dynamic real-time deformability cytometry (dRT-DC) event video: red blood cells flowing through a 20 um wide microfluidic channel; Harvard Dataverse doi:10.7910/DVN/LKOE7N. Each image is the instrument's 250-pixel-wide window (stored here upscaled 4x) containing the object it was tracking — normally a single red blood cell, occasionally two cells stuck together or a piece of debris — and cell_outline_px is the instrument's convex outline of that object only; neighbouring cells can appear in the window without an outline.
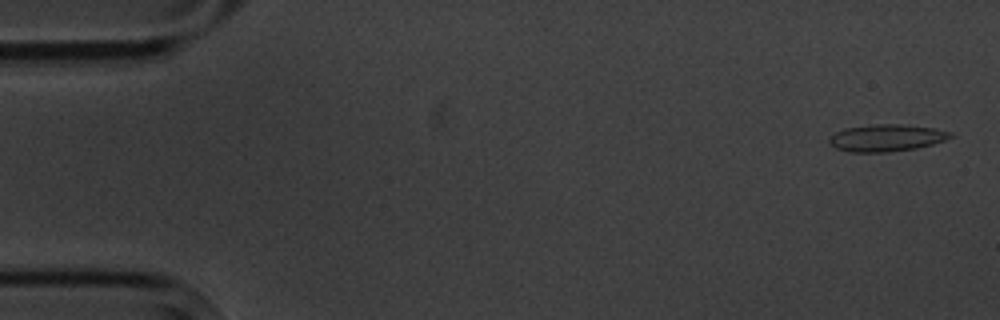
{"species": "common noctule bat (a hibernating species)", "species_latin": "Nyctalus noctula", "temperature_condition": "cold", "stored_images_in_passage": 6, "camera_frame_rate_fps": 3000, "um_per_image_px": 0.085, "animal": {"sex": "male", "body_mass_g": 20.1, "forearm_length_mm": 53.5}, "frame": {"image": 1, "passage_image": 1, "time_ms": 0.0, "image_size_px": [1000, 320], "cell_outline_px": [[956, 136], [932, 144], [916, 148], [888, 152], [848, 152], [836, 148], [828, 140], [836, 132], [844, 128], [876, 124], [900, 124], [936, 128], [952, 132]], "centroid_in_image_um": [75.39, 11.71], "position_along_channel_um": 9.6, "area_um2": 19.07}}
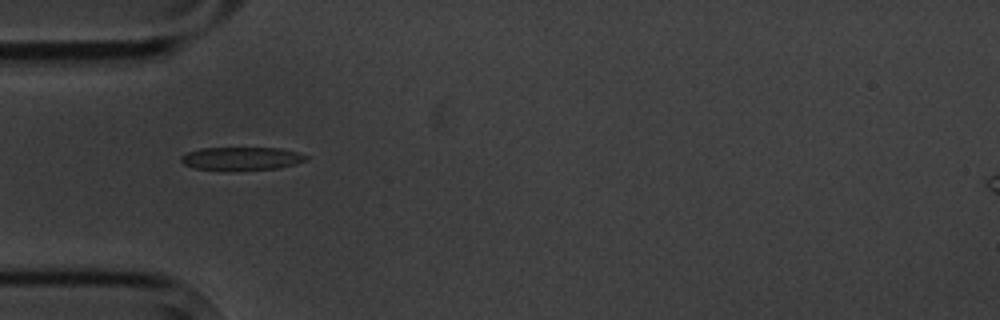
{"frame": {"image": 2, "passage_image": 5, "time_ms": 5.0, "image_size_px": [1000, 320], "cell_outline_px": [[308, 160], [296, 164], [280, 168], [192, 168], [184, 164], [180, 160], [180, 156], [188, 152], [200, 148], [280, 148], [296, 152], [308, 156]], "centroid_in_image_um": [20.56, 13.44], "position_along_channel_um": 64.4, "area_um2": 16.18}}
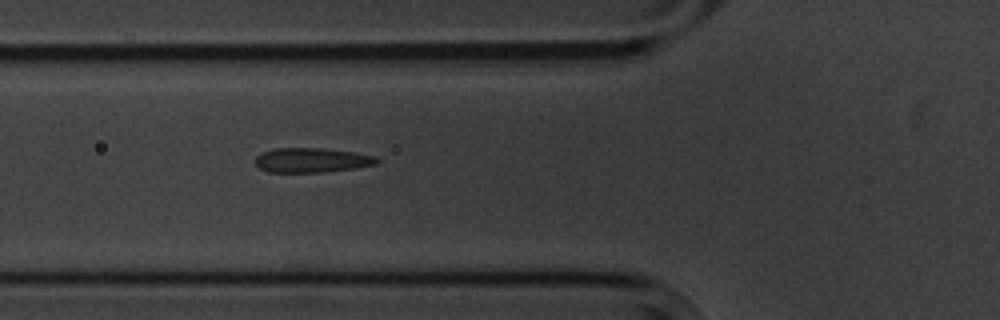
{"frame": {"image": 3, "passage_image": 6, "time_ms": 6.0, "image_size_px": [1000, 320], "cell_outline_px": [[380, 160], [376, 164], [356, 168], [324, 172], [268, 172], [260, 168], [256, 164], [256, 156], [260, 152], [276, 148], [324, 148], [356, 152], [376, 156]], "centroid_in_image_um": [26.52, 13.61], "position_along_channel_um": 99.3, "area_um2": 17.57}}